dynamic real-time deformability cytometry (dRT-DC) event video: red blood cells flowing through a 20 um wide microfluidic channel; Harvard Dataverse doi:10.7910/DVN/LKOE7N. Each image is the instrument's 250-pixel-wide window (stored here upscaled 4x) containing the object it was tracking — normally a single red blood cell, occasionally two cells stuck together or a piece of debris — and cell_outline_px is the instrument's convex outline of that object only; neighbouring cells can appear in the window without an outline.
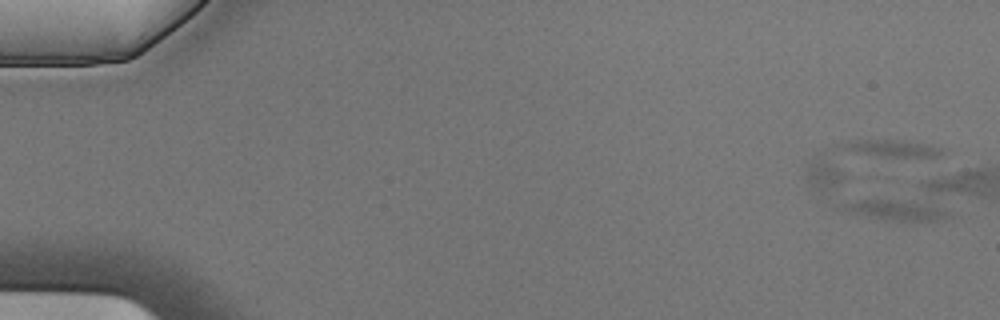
{"species": "Egyptian fruit bat (a non-hibernating species)", "species_latin": "Rousettus aegyptiacus", "temperature_condition": "cold", "stored_images_in_passage": 8, "camera_frame_rate_fps": 3000, "um_per_image_px": 0.085, "animal": {"sex": "male"}, "frame": {"image": 1, "passage_image": 1, "time_ms": 0.0, "image_size_px": [1000, 320], "cell_outline_px": [[944, 152], [936, 156], [824, 192], [820, 192], [812, 188], [808, 180], [808, 164], [820, 152], [836, 144], [860, 140], [904, 140], [928, 144], [944, 148]], "centroid_in_image_um": [73.47, 13.69], "position_along_channel_um": 11.5, "area_um2": 30.11}}
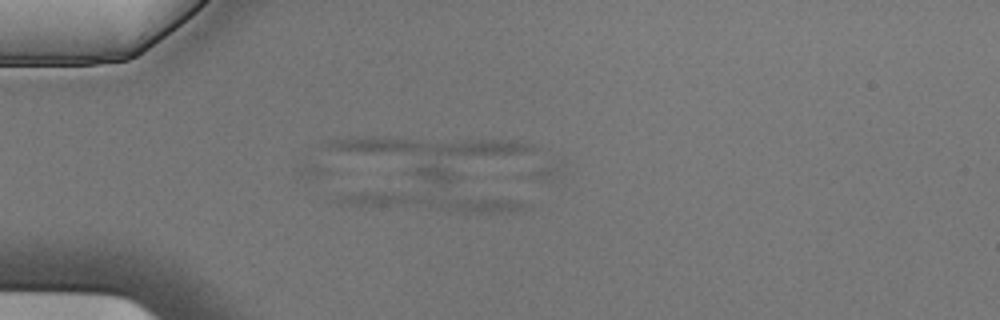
{"frame": {"image": 2, "passage_image": 4, "time_ms": 1.0, "image_size_px": [1000, 320], "cell_outline_px": [[532, 208], [512, 212], [464, 212], [348, 204], [332, 200], [336, 196], [352, 192], [392, 192], [520, 200], [528, 204]], "centroid_in_image_um": [36.76, 17.18], "position_along_channel_um": 48.2, "area_um2": 19.02}}